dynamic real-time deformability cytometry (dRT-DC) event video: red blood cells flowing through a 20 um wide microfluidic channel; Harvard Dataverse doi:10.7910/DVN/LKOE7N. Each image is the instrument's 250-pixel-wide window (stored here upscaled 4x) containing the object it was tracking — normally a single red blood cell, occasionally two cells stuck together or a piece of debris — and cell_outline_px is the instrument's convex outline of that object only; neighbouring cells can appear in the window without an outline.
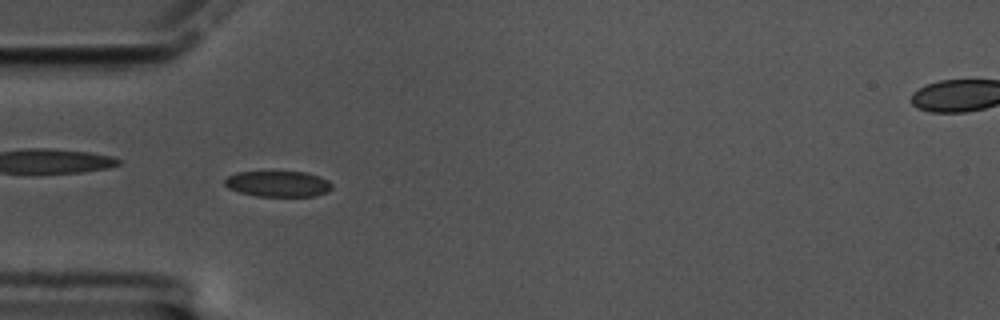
{"species": "common noctule bat (a hibernating species)", "species_latin": "Nyctalus noctula", "temperature_condition": "cold", "stored_images_in_passage": 47, "camera_frame_rate_fps": 3000, "um_per_image_px": 0.085, "animal": {"sex": "male", "body_mass_g": 17.5, "forearm_length_mm": 52.3}, "frame": {"image": 1, "passage_image": 6, "time_ms": 1.667, "image_size_px": [1000, 320], "cell_outline_px": [[332, 188], [328, 192], [316, 196], [256, 196], [240, 192], [228, 188], [224, 184], [224, 180], [228, 176], [236, 172], [308, 172], [320, 176], [328, 180], [332, 184]], "centroid_in_image_um": [23.66, 15.63], "position_along_channel_um": 61.3, "area_um2": 16.24}}
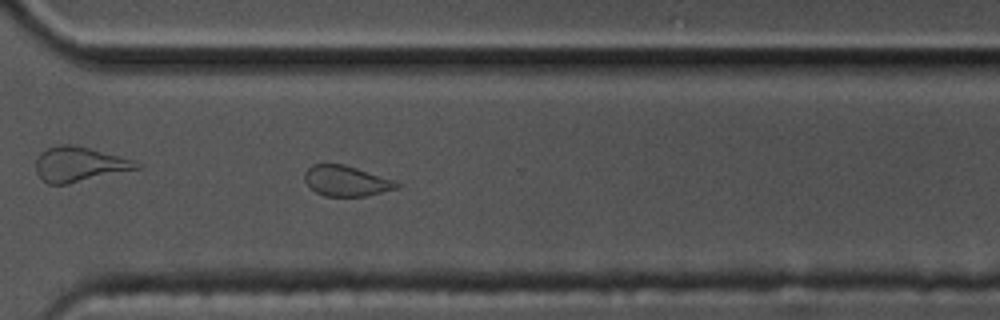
{"frame": {"image": 2, "passage_image": 31, "time_ms": 10.0, "image_size_px": [1000, 320], "cell_outline_px": [[400, 184], [396, 188], [368, 196], [324, 196], [308, 188], [304, 180], [304, 172], [312, 164], [344, 164], [396, 180]], "centroid_in_image_um": [29.4, 15.38], "position_along_channel_um": 341.2, "area_um2": 16.53}}
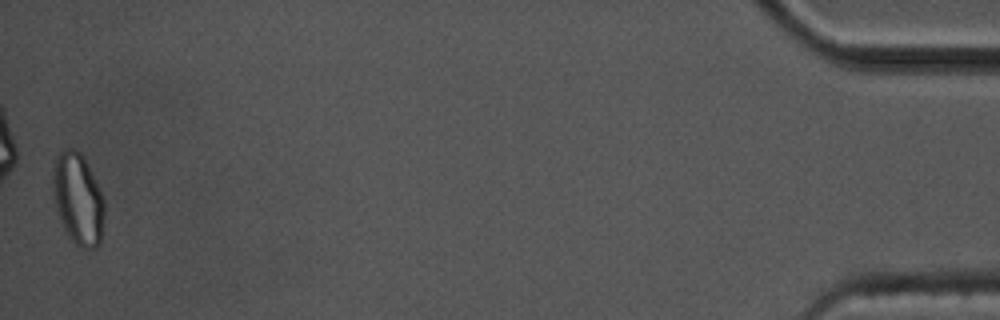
{"frame": {"image": 3, "passage_image": 47, "time_ms": 15.333, "image_size_px": [1000, 320], "cell_outline_px": [[104, 216], [100, 244], [96, 248], [80, 248], [68, 236], [64, 228], [56, 204], [52, 188], [52, 172], [56, 156], [64, 148], [72, 148], [80, 152], [84, 156], [104, 200]], "centroid_in_image_um": [6.63, 16.89], "position_along_channel_um": 428.6, "area_um2": 27.34}, "authors_computed_cell_mechanics": {"area_um2": 16.8776, "velocity_mm_per_s": 3.3801, "shape_relaxation_time_tau1_ms": 3.8407, "shape_relaxation_time_tau2_ms": 1.5865, "deformation_change_tau1": 0.1009, "deformation_change_tau2": 0.064}}